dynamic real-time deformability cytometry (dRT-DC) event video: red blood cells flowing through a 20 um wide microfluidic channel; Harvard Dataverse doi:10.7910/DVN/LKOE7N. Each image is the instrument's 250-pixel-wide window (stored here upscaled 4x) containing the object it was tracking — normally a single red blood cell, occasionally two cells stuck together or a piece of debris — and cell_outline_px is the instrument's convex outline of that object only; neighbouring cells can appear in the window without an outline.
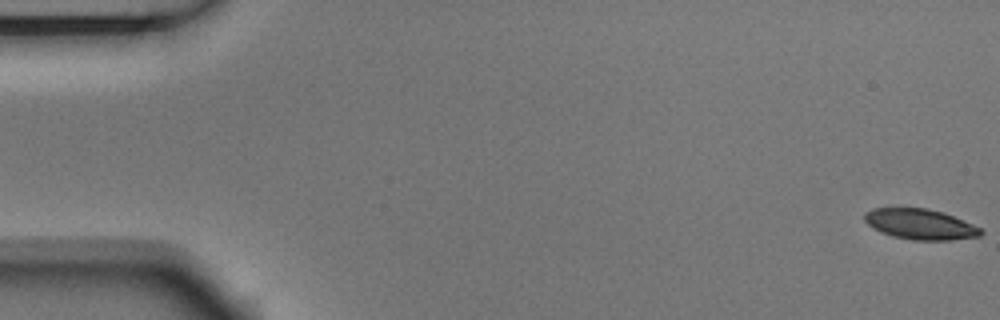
{"species": "Egyptian fruit bat (a non-hibernating species)", "species_latin": "Rousettus aegyptiacus", "temperature_condition": "room temperature", "stored_images_in_passage": 7, "camera_frame_rate_fps": 3000, "um_per_image_px": 0.085, "animal": {"sex": "male"}, "frame": {"image": 1, "passage_image": 1, "time_ms": 0.0, "image_size_px": [1000, 320], "cell_outline_px": [[984, 232], [980, 236], [952, 240], [912, 240], [892, 236], [880, 232], [872, 228], [864, 220], [864, 212], [876, 208], [928, 208], [944, 212], [972, 224], [980, 228]], "centroid_in_image_um": [78.21, 19.06], "position_along_channel_um": 6.8, "area_um2": 20.75}}
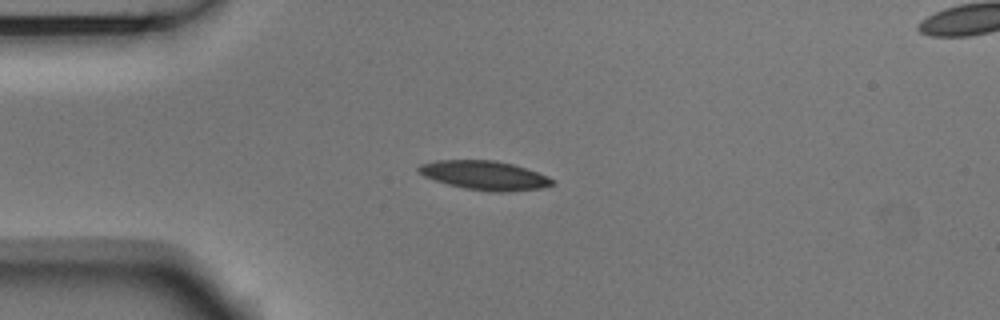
{"frame": {"image": 2, "passage_image": 5, "time_ms": 1.333, "image_size_px": [1000, 320], "cell_outline_px": [[556, 180], [552, 184], [540, 188], [504, 192], [492, 192], [464, 188], [448, 184], [424, 176], [416, 168], [420, 164], [436, 160], [492, 160], [512, 164], [548, 176]], "centroid_in_image_um": [41.18, 14.9], "position_along_channel_um": 43.8, "area_um2": 22.37}}
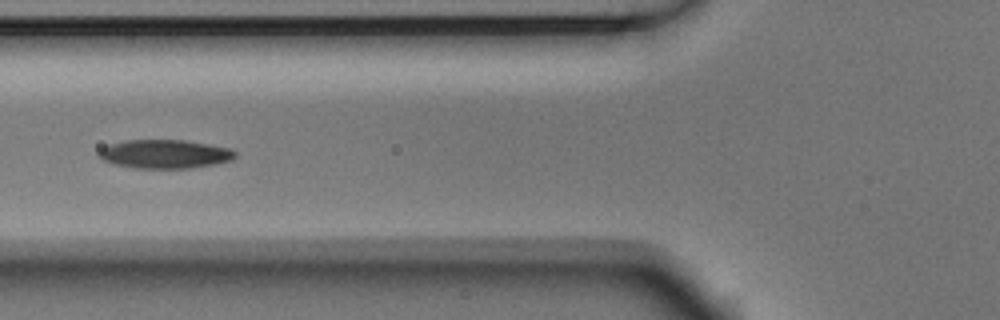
{"frame": {"image": 3, "passage_image": 7, "time_ms": 2.0, "image_size_px": [1000, 320], "cell_outline_px": [[236, 156], [232, 160], [192, 168], [136, 168], [116, 164], [104, 160], [96, 156], [96, 152], [100, 148], [124, 140], [184, 140], [232, 148], [236, 152]], "centroid_in_image_um": [14.0, 13.08], "position_along_channel_um": 111.8, "area_um2": 22.83}}